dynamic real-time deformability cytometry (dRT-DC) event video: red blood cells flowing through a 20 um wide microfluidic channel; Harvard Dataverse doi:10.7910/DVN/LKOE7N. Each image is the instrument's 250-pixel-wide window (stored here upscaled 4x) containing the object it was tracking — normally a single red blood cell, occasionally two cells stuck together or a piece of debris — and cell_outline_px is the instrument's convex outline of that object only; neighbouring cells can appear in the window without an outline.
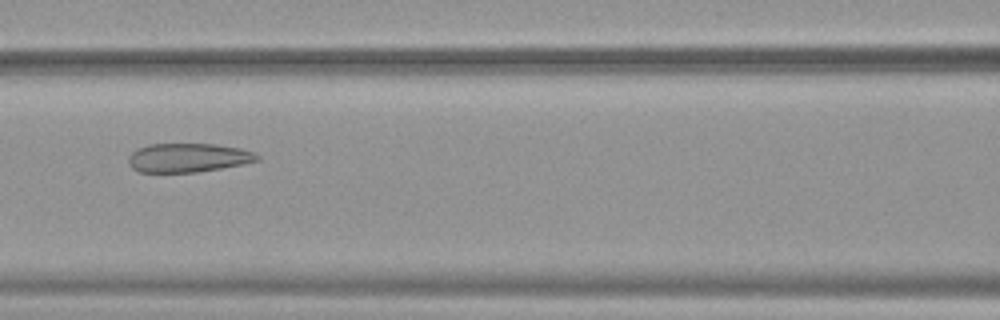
{"species": "common noctule bat (a hibernating species)", "species_latin": "Nyctalus noctula", "temperature_condition": "warm", "stored_images_in_passage": 52, "camera_frame_rate_fps": 3000, "um_per_image_px": 0.085, "animal": {"sex": "female", "body_mass_g": 19.9}, "frame": {"image": 1, "passage_image": 24, "time_ms": 7.667, "image_size_px": [1000, 320], "cell_outline_px": [[260, 160], [220, 168], [196, 172], [140, 172], [132, 168], [128, 164], [128, 156], [136, 148], [148, 144], [216, 144], [240, 148], [252, 152], [260, 156]], "centroid_in_image_um": [15.94, 13.4], "position_along_channel_um": 150.7, "area_um2": 21.68}}
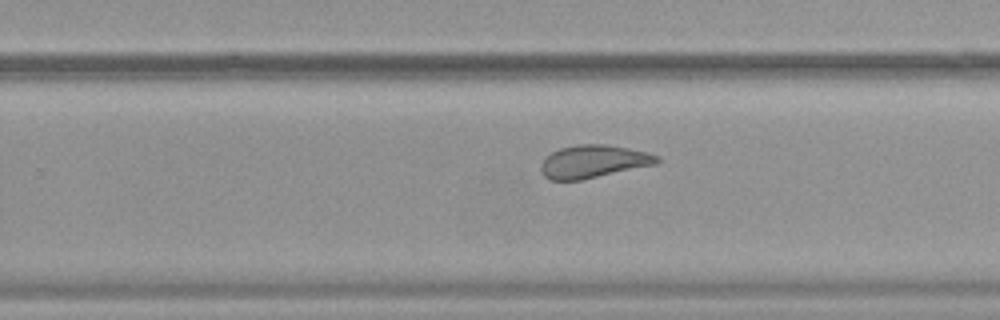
{"frame": {"image": 2, "passage_image": 34, "time_ms": 11.0, "image_size_px": [1000, 320], "cell_outline_px": [[660, 160], [656, 164], [580, 180], [548, 180], [540, 172], [540, 164], [552, 152], [560, 148], [576, 144], [604, 144], [628, 148], [648, 152], [660, 156]], "centroid_in_image_um": [50.43, 13.72], "position_along_channel_um": 279.4, "area_um2": 22.2}}
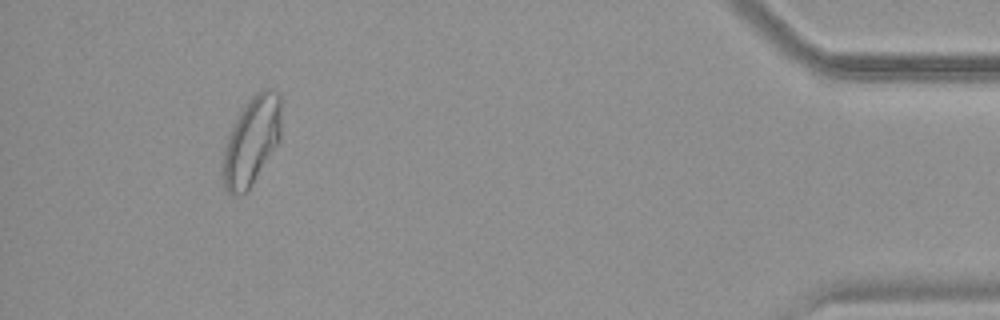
{"frame": {"image": 3, "passage_image": 49, "time_ms": 16.0, "image_size_px": [1000, 320], "cell_outline_px": [[280, 140], [248, 188], [240, 196], [232, 196], [224, 188], [224, 148], [228, 136], [236, 116], [244, 104], [260, 88], [272, 88], [280, 92]], "centroid_in_image_um": [21.39, 11.9], "position_along_channel_um": 413.8, "area_um2": 29.77}, "authors_computed_cell_mechanics": {"area_um2": 27.744, "velocity_mm_per_s": 3.8915, "shape_relaxation_time_tau1_ms": null, "shape_relaxation_time_tau2_ms": 1.5678, "deformation_change_tau1": null, "deformation_change_tau2": 0.0974}}